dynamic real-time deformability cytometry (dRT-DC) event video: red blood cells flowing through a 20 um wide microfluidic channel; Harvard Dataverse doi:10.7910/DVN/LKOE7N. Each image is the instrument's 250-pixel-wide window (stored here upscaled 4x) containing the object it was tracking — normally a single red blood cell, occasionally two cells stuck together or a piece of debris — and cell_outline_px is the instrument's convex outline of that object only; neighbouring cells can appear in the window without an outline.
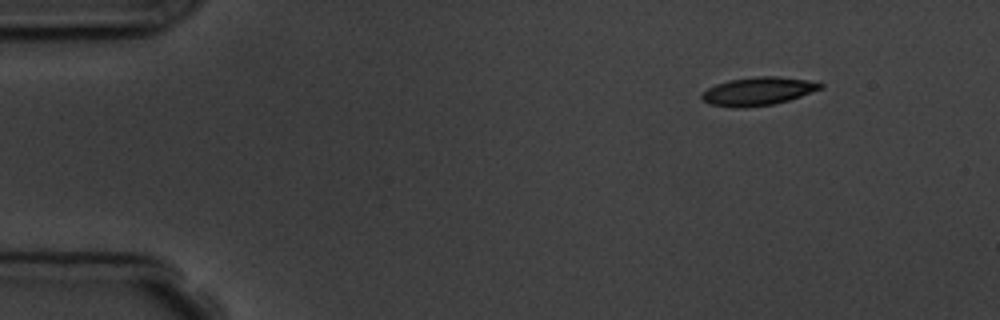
{"species": "common noctule bat (a hibernating species)", "species_latin": "Nyctalus noctula", "temperature_condition": "room temperature", "stored_images_in_passage": 6, "camera_frame_rate_fps": 3000, "um_per_image_px": 0.085, "animal": {"sex": "male", "body_mass_g": 19.5, "forearm_length_mm": 54.6}, "frame": {"image": 1, "passage_image": 1, "time_ms": 0.0, "image_size_px": [1000, 320], "cell_outline_px": [[824, 88], [788, 100], [772, 104], [744, 108], [732, 108], [708, 104], [700, 96], [708, 88], [716, 84], [728, 80], [752, 76], [780, 76], [804, 80], [824, 84]], "centroid_in_image_um": [64.4, 7.75], "position_along_channel_um": 20.6, "area_um2": 19.54}}
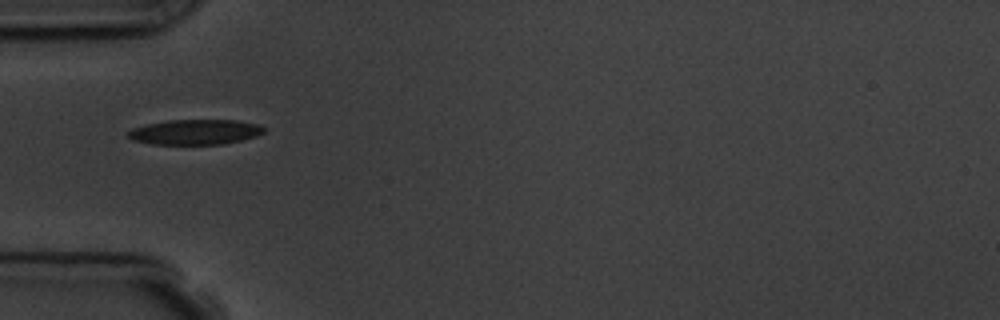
{"frame": {"image": 2, "passage_image": 4, "time_ms": 3.667, "image_size_px": [1000, 320], "cell_outline_px": [[268, 128], [264, 132], [256, 136], [224, 144], [152, 144], [132, 140], [124, 136], [132, 128], [144, 124], [168, 120], [236, 120], [260, 124]], "centroid_in_image_um": [16.57, 11.21], "position_along_channel_um": 68.4, "area_um2": 20.17}}